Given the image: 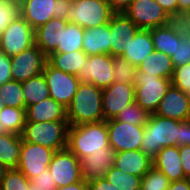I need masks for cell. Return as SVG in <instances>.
I'll list each match as a JSON object with an SVG mask.
<instances>
[{"label":"cell","mask_w":190,"mask_h":190,"mask_svg":"<svg viewBox=\"0 0 190 190\" xmlns=\"http://www.w3.org/2000/svg\"><path fill=\"white\" fill-rule=\"evenodd\" d=\"M66 112L69 126L103 121L102 88L80 82Z\"/></svg>","instance_id":"6da1fadb"},{"label":"cell","mask_w":190,"mask_h":190,"mask_svg":"<svg viewBox=\"0 0 190 190\" xmlns=\"http://www.w3.org/2000/svg\"><path fill=\"white\" fill-rule=\"evenodd\" d=\"M67 148L79 159L97 151H108L107 121L69 126Z\"/></svg>","instance_id":"7a4b0ae2"},{"label":"cell","mask_w":190,"mask_h":190,"mask_svg":"<svg viewBox=\"0 0 190 190\" xmlns=\"http://www.w3.org/2000/svg\"><path fill=\"white\" fill-rule=\"evenodd\" d=\"M179 121L150 114L144 126L140 150L153 159L164 147L177 146Z\"/></svg>","instance_id":"3957f363"},{"label":"cell","mask_w":190,"mask_h":190,"mask_svg":"<svg viewBox=\"0 0 190 190\" xmlns=\"http://www.w3.org/2000/svg\"><path fill=\"white\" fill-rule=\"evenodd\" d=\"M68 121L26 122L22 140L45 146L53 151L67 148Z\"/></svg>","instance_id":"277c9868"},{"label":"cell","mask_w":190,"mask_h":190,"mask_svg":"<svg viewBox=\"0 0 190 190\" xmlns=\"http://www.w3.org/2000/svg\"><path fill=\"white\" fill-rule=\"evenodd\" d=\"M133 85L135 86V102L149 114H154L171 85V79L137 70Z\"/></svg>","instance_id":"5b68a950"},{"label":"cell","mask_w":190,"mask_h":190,"mask_svg":"<svg viewBox=\"0 0 190 190\" xmlns=\"http://www.w3.org/2000/svg\"><path fill=\"white\" fill-rule=\"evenodd\" d=\"M113 14L106 0H81L72 3L68 22L91 29L108 24Z\"/></svg>","instance_id":"8992f818"},{"label":"cell","mask_w":190,"mask_h":190,"mask_svg":"<svg viewBox=\"0 0 190 190\" xmlns=\"http://www.w3.org/2000/svg\"><path fill=\"white\" fill-rule=\"evenodd\" d=\"M35 30L18 15L0 36V51L9 57L18 55L23 50L35 45Z\"/></svg>","instance_id":"52a82bcc"},{"label":"cell","mask_w":190,"mask_h":190,"mask_svg":"<svg viewBox=\"0 0 190 190\" xmlns=\"http://www.w3.org/2000/svg\"><path fill=\"white\" fill-rule=\"evenodd\" d=\"M42 73L47 82L49 96L67 108L77 92L80 84L79 78L55 69L48 62Z\"/></svg>","instance_id":"ba28073f"},{"label":"cell","mask_w":190,"mask_h":190,"mask_svg":"<svg viewBox=\"0 0 190 190\" xmlns=\"http://www.w3.org/2000/svg\"><path fill=\"white\" fill-rule=\"evenodd\" d=\"M56 151L42 145L22 140L19 162L17 168L29 180L36 178L48 168Z\"/></svg>","instance_id":"9c48e42d"},{"label":"cell","mask_w":190,"mask_h":190,"mask_svg":"<svg viewBox=\"0 0 190 190\" xmlns=\"http://www.w3.org/2000/svg\"><path fill=\"white\" fill-rule=\"evenodd\" d=\"M124 14L139 29L149 30L164 26L168 13L155 0H133Z\"/></svg>","instance_id":"30bf717a"},{"label":"cell","mask_w":190,"mask_h":190,"mask_svg":"<svg viewBox=\"0 0 190 190\" xmlns=\"http://www.w3.org/2000/svg\"><path fill=\"white\" fill-rule=\"evenodd\" d=\"M10 58L12 79L21 83L40 75L47 63V56L36 45Z\"/></svg>","instance_id":"8fae6325"},{"label":"cell","mask_w":190,"mask_h":190,"mask_svg":"<svg viewBox=\"0 0 190 190\" xmlns=\"http://www.w3.org/2000/svg\"><path fill=\"white\" fill-rule=\"evenodd\" d=\"M107 129L109 146L116 152L140 150L144 126L111 119L107 121Z\"/></svg>","instance_id":"7c38bea8"},{"label":"cell","mask_w":190,"mask_h":190,"mask_svg":"<svg viewBox=\"0 0 190 190\" xmlns=\"http://www.w3.org/2000/svg\"><path fill=\"white\" fill-rule=\"evenodd\" d=\"M48 168L57 187L68 186L82 180L79 158L68 148L56 151Z\"/></svg>","instance_id":"4fadbf2b"},{"label":"cell","mask_w":190,"mask_h":190,"mask_svg":"<svg viewBox=\"0 0 190 190\" xmlns=\"http://www.w3.org/2000/svg\"><path fill=\"white\" fill-rule=\"evenodd\" d=\"M113 59L114 57L108 54L88 56L85 67L80 68L77 77L82 83H92L96 87L106 88L114 80Z\"/></svg>","instance_id":"5bb4252c"},{"label":"cell","mask_w":190,"mask_h":190,"mask_svg":"<svg viewBox=\"0 0 190 190\" xmlns=\"http://www.w3.org/2000/svg\"><path fill=\"white\" fill-rule=\"evenodd\" d=\"M135 102V86L133 84L112 83L102 89V109L104 120L115 119L118 113L129 104Z\"/></svg>","instance_id":"9a60e30c"},{"label":"cell","mask_w":190,"mask_h":190,"mask_svg":"<svg viewBox=\"0 0 190 190\" xmlns=\"http://www.w3.org/2000/svg\"><path fill=\"white\" fill-rule=\"evenodd\" d=\"M155 114L178 121L189 120L190 94L170 85Z\"/></svg>","instance_id":"2e32d148"},{"label":"cell","mask_w":190,"mask_h":190,"mask_svg":"<svg viewBox=\"0 0 190 190\" xmlns=\"http://www.w3.org/2000/svg\"><path fill=\"white\" fill-rule=\"evenodd\" d=\"M108 24L111 33V55L121 56L140 29L124 13H114Z\"/></svg>","instance_id":"e0dca14e"},{"label":"cell","mask_w":190,"mask_h":190,"mask_svg":"<svg viewBox=\"0 0 190 190\" xmlns=\"http://www.w3.org/2000/svg\"><path fill=\"white\" fill-rule=\"evenodd\" d=\"M116 158V151L109 148L108 151H97L92 155L79 159L80 174L82 179L90 182L96 179L105 178L110 168L114 165Z\"/></svg>","instance_id":"ac0fdd59"},{"label":"cell","mask_w":190,"mask_h":190,"mask_svg":"<svg viewBox=\"0 0 190 190\" xmlns=\"http://www.w3.org/2000/svg\"><path fill=\"white\" fill-rule=\"evenodd\" d=\"M19 12L35 30L57 14V0H24L19 4Z\"/></svg>","instance_id":"d6986e66"},{"label":"cell","mask_w":190,"mask_h":190,"mask_svg":"<svg viewBox=\"0 0 190 190\" xmlns=\"http://www.w3.org/2000/svg\"><path fill=\"white\" fill-rule=\"evenodd\" d=\"M153 167L165 174L170 182L186 179L178 146L162 148L152 159Z\"/></svg>","instance_id":"ffe728a7"},{"label":"cell","mask_w":190,"mask_h":190,"mask_svg":"<svg viewBox=\"0 0 190 190\" xmlns=\"http://www.w3.org/2000/svg\"><path fill=\"white\" fill-rule=\"evenodd\" d=\"M68 21L52 18L46 24L35 29V45L48 57L53 53L60 42L61 30L64 29Z\"/></svg>","instance_id":"44dd1931"},{"label":"cell","mask_w":190,"mask_h":190,"mask_svg":"<svg viewBox=\"0 0 190 190\" xmlns=\"http://www.w3.org/2000/svg\"><path fill=\"white\" fill-rule=\"evenodd\" d=\"M82 51L87 56L111 55V33L109 24L84 29Z\"/></svg>","instance_id":"7402d4cb"},{"label":"cell","mask_w":190,"mask_h":190,"mask_svg":"<svg viewBox=\"0 0 190 190\" xmlns=\"http://www.w3.org/2000/svg\"><path fill=\"white\" fill-rule=\"evenodd\" d=\"M67 121L66 108L50 96L26 107V122Z\"/></svg>","instance_id":"603a6c76"},{"label":"cell","mask_w":190,"mask_h":190,"mask_svg":"<svg viewBox=\"0 0 190 190\" xmlns=\"http://www.w3.org/2000/svg\"><path fill=\"white\" fill-rule=\"evenodd\" d=\"M114 166L125 173L143 177L152 167V159L141 150L116 152Z\"/></svg>","instance_id":"cb8c5ba5"},{"label":"cell","mask_w":190,"mask_h":190,"mask_svg":"<svg viewBox=\"0 0 190 190\" xmlns=\"http://www.w3.org/2000/svg\"><path fill=\"white\" fill-rule=\"evenodd\" d=\"M154 49L151 31L140 29L135 37L130 41L127 49L122 53L121 57L125 58L134 66L140 65L144 58L151 54Z\"/></svg>","instance_id":"d4e9b609"},{"label":"cell","mask_w":190,"mask_h":190,"mask_svg":"<svg viewBox=\"0 0 190 190\" xmlns=\"http://www.w3.org/2000/svg\"><path fill=\"white\" fill-rule=\"evenodd\" d=\"M88 56L77 50L68 53L53 52L47 57V62L57 70L77 76L80 68L85 67Z\"/></svg>","instance_id":"484cf974"},{"label":"cell","mask_w":190,"mask_h":190,"mask_svg":"<svg viewBox=\"0 0 190 190\" xmlns=\"http://www.w3.org/2000/svg\"><path fill=\"white\" fill-rule=\"evenodd\" d=\"M137 69L143 73H149L160 78L171 79L173 75V62L171 57L159 51H153L146 56Z\"/></svg>","instance_id":"4316f807"},{"label":"cell","mask_w":190,"mask_h":190,"mask_svg":"<svg viewBox=\"0 0 190 190\" xmlns=\"http://www.w3.org/2000/svg\"><path fill=\"white\" fill-rule=\"evenodd\" d=\"M21 146V135L0 134V162L8 169L17 168Z\"/></svg>","instance_id":"83f0119b"},{"label":"cell","mask_w":190,"mask_h":190,"mask_svg":"<svg viewBox=\"0 0 190 190\" xmlns=\"http://www.w3.org/2000/svg\"><path fill=\"white\" fill-rule=\"evenodd\" d=\"M26 123V109L4 106L0 111V134L21 135Z\"/></svg>","instance_id":"f1b7e54d"},{"label":"cell","mask_w":190,"mask_h":190,"mask_svg":"<svg viewBox=\"0 0 190 190\" xmlns=\"http://www.w3.org/2000/svg\"><path fill=\"white\" fill-rule=\"evenodd\" d=\"M22 88L25 109L27 106L39 103L49 97V89L43 73L22 82Z\"/></svg>","instance_id":"f546056e"},{"label":"cell","mask_w":190,"mask_h":190,"mask_svg":"<svg viewBox=\"0 0 190 190\" xmlns=\"http://www.w3.org/2000/svg\"><path fill=\"white\" fill-rule=\"evenodd\" d=\"M84 28L74 23H67L66 27L61 30L60 42L54 52L68 53L82 50Z\"/></svg>","instance_id":"4dcf8cb0"},{"label":"cell","mask_w":190,"mask_h":190,"mask_svg":"<svg viewBox=\"0 0 190 190\" xmlns=\"http://www.w3.org/2000/svg\"><path fill=\"white\" fill-rule=\"evenodd\" d=\"M155 51L163 52L171 57L176 48V32L166 25L149 29Z\"/></svg>","instance_id":"1f68e13d"},{"label":"cell","mask_w":190,"mask_h":190,"mask_svg":"<svg viewBox=\"0 0 190 190\" xmlns=\"http://www.w3.org/2000/svg\"><path fill=\"white\" fill-rule=\"evenodd\" d=\"M105 178L118 190H140L141 188L142 177L125 173L114 165Z\"/></svg>","instance_id":"d6a6232c"},{"label":"cell","mask_w":190,"mask_h":190,"mask_svg":"<svg viewBox=\"0 0 190 190\" xmlns=\"http://www.w3.org/2000/svg\"><path fill=\"white\" fill-rule=\"evenodd\" d=\"M0 97L3 100L4 106L25 108V99L21 82L12 79L1 85Z\"/></svg>","instance_id":"836d02e7"},{"label":"cell","mask_w":190,"mask_h":190,"mask_svg":"<svg viewBox=\"0 0 190 190\" xmlns=\"http://www.w3.org/2000/svg\"><path fill=\"white\" fill-rule=\"evenodd\" d=\"M137 66H134L121 56H115L113 59V77L114 83L133 84L137 74Z\"/></svg>","instance_id":"e575fe53"},{"label":"cell","mask_w":190,"mask_h":190,"mask_svg":"<svg viewBox=\"0 0 190 190\" xmlns=\"http://www.w3.org/2000/svg\"><path fill=\"white\" fill-rule=\"evenodd\" d=\"M150 114L145 111L136 102L129 104L125 109H122L115 120L123 123L127 122L136 126H145L149 119Z\"/></svg>","instance_id":"d590c367"},{"label":"cell","mask_w":190,"mask_h":190,"mask_svg":"<svg viewBox=\"0 0 190 190\" xmlns=\"http://www.w3.org/2000/svg\"><path fill=\"white\" fill-rule=\"evenodd\" d=\"M165 25L181 38L190 36V10L167 14Z\"/></svg>","instance_id":"8d00e7d4"},{"label":"cell","mask_w":190,"mask_h":190,"mask_svg":"<svg viewBox=\"0 0 190 190\" xmlns=\"http://www.w3.org/2000/svg\"><path fill=\"white\" fill-rule=\"evenodd\" d=\"M30 180L18 169H8L1 180L0 190H29Z\"/></svg>","instance_id":"74e56055"},{"label":"cell","mask_w":190,"mask_h":190,"mask_svg":"<svg viewBox=\"0 0 190 190\" xmlns=\"http://www.w3.org/2000/svg\"><path fill=\"white\" fill-rule=\"evenodd\" d=\"M169 184L168 177L152 167L142 177L140 190H168Z\"/></svg>","instance_id":"f35d334b"},{"label":"cell","mask_w":190,"mask_h":190,"mask_svg":"<svg viewBox=\"0 0 190 190\" xmlns=\"http://www.w3.org/2000/svg\"><path fill=\"white\" fill-rule=\"evenodd\" d=\"M171 60L174 68L190 63V36L181 38L176 33V48Z\"/></svg>","instance_id":"ab89813d"},{"label":"cell","mask_w":190,"mask_h":190,"mask_svg":"<svg viewBox=\"0 0 190 190\" xmlns=\"http://www.w3.org/2000/svg\"><path fill=\"white\" fill-rule=\"evenodd\" d=\"M18 15H20L18 2L0 0V36Z\"/></svg>","instance_id":"60d3db41"},{"label":"cell","mask_w":190,"mask_h":190,"mask_svg":"<svg viewBox=\"0 0 190 190\" xmlns=\"http://www.w3.org/2000/svg\"><path fill=\"white\" fill-rule=\"evenodd\" d=\"M171 85L190 94V63L174 68Z\"/></svg>","instance_id":"b9f144b4"},{"label":"cell","mask_w":190,"mask_h":190,"mask_svg":"<svg viewBox=\"0 0 190 190\" xmlns=\"http://www.w3.org/2000/svg\"><path fill=\"white\" fill-rule=\"evenodd\" d=\"M30 182L41 190H55L57 188L49 168L38 174L36 178L31 179Z\"/></svg>","instance_id":"7bdbcfd3"},{"label":"cell","mask_w":190,"mask_h":190,"mask_svg":"<svg viewBox=\"0 0 190 190\" xmlns=\"http://www.w3.org/2000/svg\"><path fill=\"white\" fill-rule=\"evenodd\" d=\"M10 80H12L11 58L0 51V86Z\"/></svg>","instance_id":"ee69618b"},{"label":"cell","mask_w":190,"mask_h":190,"mask_svg":"<svg viewBox=\"0 0 190 190\" xmlns=\"http://www.w3.org/2000/svg\"><path fill=\"white\" fill-rule=\"evenodd\" d=\"M190 146V119L179 121V140L177 146Z\"/></svg>","instance_id":"f6af8a7d"},{"label":"cell","mask_w":190,"mask_h":190,"mask_svg":"<svg viewBox=\"0 0 190 190\" xmlns=\"http://www.w3.org/2000/svg\"><path fill=\"white\" fill-rule=\"evenodd\" d=\"M71 7L72 2L70 0H57V14L54 16V18L68 21Z\"/></svg>","instance_id":"bcb514c9"},{"label":"cell","mask_w":190,"mask_h":190,"mask_svg":"<svg viewBox=\"0 0 190 190\" xmlns=\"http://www.w3.org/2000/svg\"><path fill=\"white\" fill-rule=\"evenodd\" d=\"M179 153L184 175L187 177L190 174V146H180Z\"/></svg>","instance_id":"7dc6e473"},{"label":"cell","mask_w":190,"mask_h":190,"mask_svg":"<svg viewBox=\"0 0 190 190\" xmlns=\"http://www.w3.org/2000/svg\"><path fill=\"white\" fill-rule=\"evenodd\" d=\"M87 190H118L106 178L87 182Z\"/></svg>","instance_id":"c3c4849f"},{"label":"cell","mask_w":190,"mask_h":190,"mask_svg":"<svg viewBox=\"0 0 190 190\" xmlns=\"http://www.w3.org/2000/svg\"><path fill=\"white\" fill-rule=\"evenodd\" d=\"M114 13H124L133 0H106Z\"/></svg>","instance_id":"681fc988"},{"label":"cell","mask_w":190,"mask_h":190,"mask_svg":"<svg viewBox=\"0 0 190 190\" xmlns=\"http://www.w3.org/2000/svg\"><path fill=\"white\" fill-rule=\"evenodd\" d=\"M168 14L178 11L177 0H155Z\"/></svg>","instance_id":"f907efd6"},{"label":"cell","mask_w":190,"mask_h":190,"mask_svg":"<svg viewBox=\"0 0 190 190\" xmlns=\"http://www.w3.org/2000/svg\"><path fill=\"white\" fill-rule=\"evenodd\" d=\"M168 190H190V185L187 179L170 182Z\"/></svg>","instance_id":"816d5d0a"},{"label":"cell","mask_w":190,"mask_h":190,"mask_svg":"<svg viewBox=\"0 0 190 190\" xmlns=\"http://www.w3.org/2000/svg\"><path fill=\"white\" fill-rule=\"evenodd\" d=\"M55 190H87V182L82 179L81 181L63 187H57Z\"/></svg>","instance_id":"f5cc1de1"},{"label":"cell","mask_w":190,"mask_h":190,"mask_svg":"<svg viewBox=\"0 0 190 190\" xmlns=\"http://www.w3.org/2000/svg\"><path fill=\"white\" fill-rule=\"evenodd\" d=\"M178 11L190 10V0H177Z\"/></svg>","instance_id":"db71d44e"},{"label":"cell","mask_w":190,"mask_h":190,"mask_svg":"<svg viewBox=\"0 0 190 190\" xmlns=\"http://www.w3.org/2000/svg\"><path fill=\"white\" fill-rule=\"evenodd\" d=\"M8 168L0 162V183Z\"/></svg>","instance_id":"11a10c76"},{"label":"cell","mask_w":190,"mask_h":190,"mask_svg":"<svg viewBox=\"0 0 190 190\" xmlns=\"http://www.w3.org/2000/svg\"><path fill=\"white\" fill-rule=\"evenodd\" d=\"M29 190H41V189L38 188V186L31 184Z\"/></svg>","instance_id":"9f6ffc18"},{"label":"cell","mask_w":190,"mask_h":190,"mask_svg":"<svg viewBox=\"0 0 190 190\" xmlns=\"http://www.w3.org/2000/svg\"><path fill=\"white\" fill-rule=\"evenodd\" d=\"M4 107V103H3V100H2V98L0 97V111H1V109Z\"/></svg>","instance_id":"6f0895ef"},{"label":"cell","mask_w":190,"mask_h":190,"mask_svg":"<svg viewBox=\"0 0 190 190\" xmlns=\"http://www.w3.org/2000/svg\"><path fill=\"white\" fill-rule=\"evenodd\" d=\"M11 1L18 2L20 4L24 0H11Z\"/></svg>","instance_id":"680465c9"},{"label":"cell","mask_w":190,"mask_h":190,"mask_svg":"<svg viewBox=\"0 0 190 190\" xmlns=\"http://www.w3.org/2000/svg\"><path fill=\"white\" fill-rule=\"evenodd\" d=\"M186 179L188 180L189 185H190V174H189V176L186 177Z\"/></svg>","instance_id":"91938a15"},{"label":"cell","mask_w":190,"mask_h":190,"mask_svg":"<svg viewBox=\"0 0 190 190\" xmlns=\"http://www.w3.org/2000/svg\"><path fill=\"white\" fill-rule=\"evenodd\" d=\"M72 3H74V2H77V1H81V0H70Z\"/></svg>","instance_id":"94428289"}]
</instances>
